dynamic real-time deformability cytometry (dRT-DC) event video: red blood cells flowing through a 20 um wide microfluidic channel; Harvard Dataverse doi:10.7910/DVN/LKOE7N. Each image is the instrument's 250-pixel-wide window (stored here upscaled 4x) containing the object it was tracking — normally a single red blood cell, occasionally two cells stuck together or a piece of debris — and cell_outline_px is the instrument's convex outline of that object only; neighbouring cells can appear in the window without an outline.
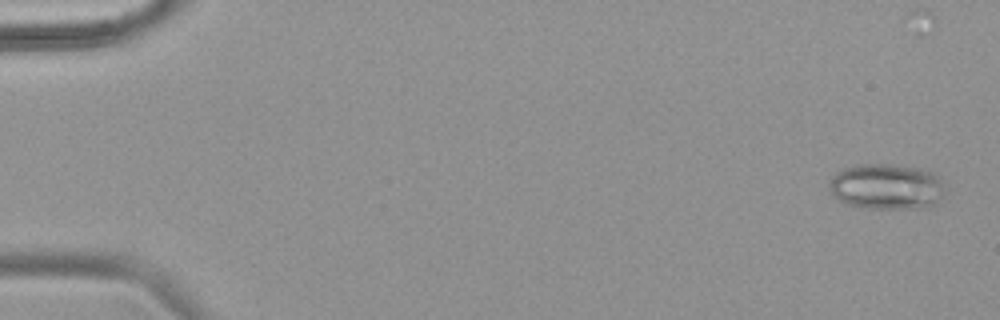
{"species": "common noctule bat (a hibernating species)", "species_latin": "Nyctalus noctula", "temperature_condition": "warm", "stored_images_in_passage": 44, "camera_frame_rate_fps": 3000, "um_per_image_px": 0.085, "animal": {"sex": "female", "body_mass_g": 18.4}, "frame": {"image": 1, "passage_image": 2, "time_ms": 0.333, "image_size_px": [1000, 320], "cell_outline_px": [[944, 192], [940, 200], [936, 204], [928, 208], [868, 208], [844, 204], [836, 200], [832, 196], [828, 188], [828, 184], [832, 176], [836, 172], [844, 168], [856, 164], [888, 164], [920, 168], [936, 172], [940, 176], [944, 188]], "centroid_in_image_um": [75.35, 15.86], "position_along_channel_um": 9.7, "area_um2": 31.56}}
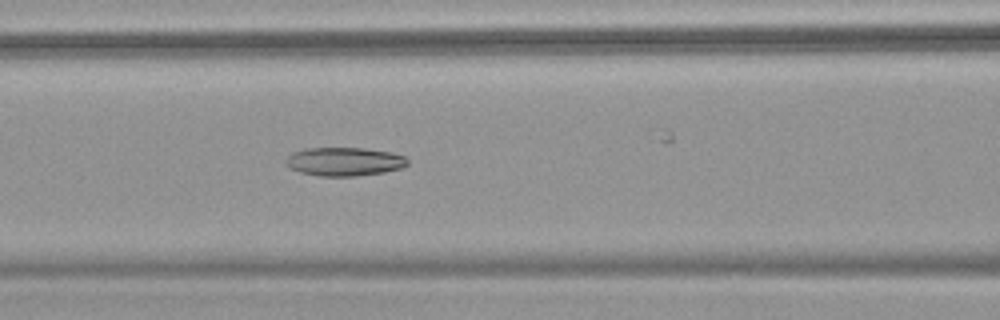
{"frame": {"image": 2, "passage_image": 24, "time_ms": 7.667, "image_size_px": [1000, 320], "cell_outline_px": [[408, 164], [404, 168], [384, 172], [356, 176], [320, 176], [300, 172], [284, 164], [284, 160], [292, 152], [308, 148], [364, 148], [392, 152], [404, 156], [408, 160]], "centroid_in_image_um": [29.28, 13.73], "position_along_channel_um": 137.3, "area_um2": 20.4}}
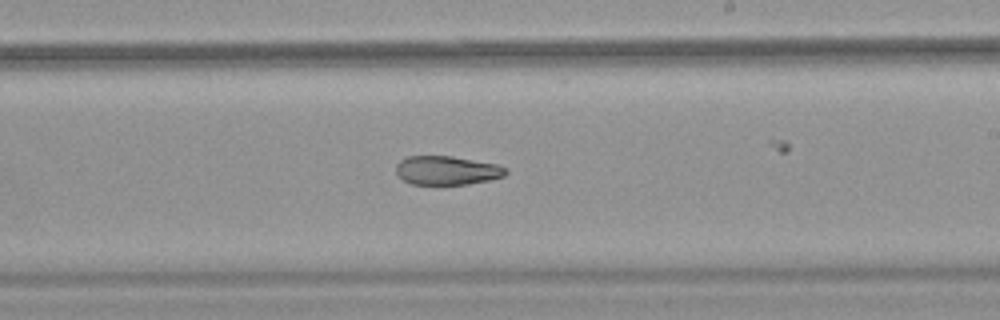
{"frame": {"image": 3, "passage_image": 33, "time_ms": 10.667, "image_size_px": [1000, 320], "cell_outline_px": [[508, 172], [504, 176], [492, 180], [468, 184], [412, 184], [404, 180], [396, 172], [396, 164], [400, 160], [408, 156], [452, 156], [496, 164], [508, 168]], "centroid_in_image_um": [38.02, 14.48], "position_along_channel_um": 251.0, "area_um2": 18.5}}